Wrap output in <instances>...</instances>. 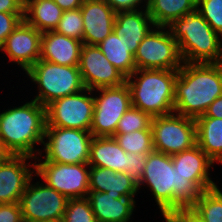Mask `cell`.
<instances>
[{"instance_id":"cell-39","label":"cell","mask_w":222,"mask_h":222,"mask_svg":"<svg viewBox=\"0 0 222 222\" xmlns=\"http://www.w3.org/2000/svg\"><path fill=\"white\" fill-rule=\"evenodd\" d=\"M25 0H0V12L24 13Z\"/></svg>"},{"instance_id":"cell-43","label":"cell","mask_w":222,"mask_h":222,"mask_svg":"<svg viewBox=\"0 0 222 222\" xmlns=\"http://www.w3.org/2000/svg\"><path fill=\"white\" fill-rule=\"evenodd\" d=\"M216 63L222 68V38H221L220 56Z\"/></svg>"},{"instance_id":"cell-4","label":"cell","mask_w":222,"mask_h":222,"mask_svg":"<svg viewBox=\"0 0 222 222\" xmlns=\"http://www.w3.org/2000/svg\"><path fill=\"white\" fill-rule=\"evenodd\" d=\"M177 76L178 70L136 69L126 78L132 107L152 117L173 113Z\"/></svg>"},{"instance_id":"cell-27","label":"cell","mask_w":222,"mask_h":222,"mask_svg":"<svg viewBox=\"0 0 222 222\" xmlns=\"http://www.w3.org/2000/svg\"><path fill=\"white\" fill-rule=\"evenodd\" d=\"M196 4L197 0H148L147 11L155 26L168 27Z\"/></svg>"},{"instance_id":"cell-44","label":"cell","mask_w":222,"mask_h":222,"mask_svg":"<svg viewBox=\"0 0 222 222\" xmlns=\"http://www.w3.org/2000/svg\"><path fill=\"white\" fill-rule=\"evenodd\" d=\"M49 222H65L63 219L55 220V221H49Z\"/></svg>"},{"instance_id":"cell-12","label":"cell","mask_w":222,"mask_h":222,"mask_svg":"<svg viewBox=\"0 0 222 222\" xmlns=\"http://www.w3.org/2000/svg\"><path fill=\"white\" fill-rule=\"evenodd\" d=\"M32 180L33 176L19 200L23 221L49 222L63 219L69 199L43 181L34 183Z\"/></svg>"},{"instance_id":"cell-15","label":"cell","mask_w":222,"mask_h":222,"mask_svg":"<svg viewBox=\"0 0 222 222\" xmlns=\"http://www.w3.org/2000/svg\"><path fill=\"white\" fill-rule=\"evenodd\" d=\"M41 35L22 20L6 38L0 51L7 55L9 62L16 63L26 73L40 59Z\"/></svg>"},{"instance_id":"cell-24","label":"cell","mask_w":222,"mask_h":222,"mask_svg":"<svg viewBox=\"0 0 222 222\" xmlns=\"http://www.w3.org/2000/svg\"><path fill=\"white\" fill-rule=\"evenodd\" d=\"M63 12L53 0H25L24 20L41 33L54 31Z\"/></svg>"},{"instance_id":"cell-32","label":"cell","mask_w":222,"mask_h":222,"mask_svg":"<svg viewBox=\"0 0 222 222\" xmlns=\"http://www.w3.org/2000/svg\"><path fill=\"white\" fill-rule=\"evenodd\" d=\"M63 220L65 222H97L88 199H69Z\"/></svg>"},{"instance_id":"cell-22","label":"cell","mask_w":222,"mask_h":222,"mask_svg":"<svg viewBox=\"0 0 222 222\" xmlns=\"http://www.w3.org/2000/svg\"><path fill=\"white\" fill-rule=\"evenodd\" d=\"M89 166L126 172L127 153L120 147L113 136L93 137L90 143Z\"/></svg>"},{"instance_id":"cell-20","label":"cell","mask_w":222,"mask_h":222,"mask_svg":"<svg viewBox=\"0 0 222 222\" xmlns=\"http://www.w3.org/2000/svg\"><path fill=\"white\" fill-rule=\"evenodd\" d=\"M147 9L116 12L113 31L121 35L127 42V47L135 54L141 41L154 27Z\"/></svg>"},{"instance_id":"cell-29","label":"cell","mask_w":222,"mask_h":222,"mask_svg":"<svg viewBox=\"0 0 222 222\" xmlns=\"http://www.w3.org/2000/svg\"><path fill=\"white\" fill-rule=\"evenodd\" d=\"M114 139L126 153H150L154 150L151 130L115 134Z\"/></svg>"},{"instance_id":"cell-28","label":"cell","mask_w":222,"mask_h":222,"mask_svg":"<svg viewBox=\"0 0 222 222\" xmlns=\"http://www.w3.org/2000/svg\"><path fill=\"white\" fill-rule=\"evenodd\" d=\"M193 208L206 222H222V191L218 186L205 190Z\"/></svg>"},{"instance_id":"cell-3","label":"cell","mask_w":222,"mask_h":222,"mask_svg":"<svg viewBox=\"0 0 222 222\" xmlns=\"http://www.w3.org/2000/svg\"><path fill=\"white\" fill-rule=\"evenodd\" d=\"M45 129L46 108L34 99L0 113V138L11 155L38 157L43 151L35 145H43Z\"/></svg>"},{"instance_id":"cell-26","label":"cell","mask_w":222,"mask_h":222,"mask_svg":"<svg viewBox=\"0 0 222 222\" xmlns=\"http://www.w3.org/2000/svg\"><path fill=\"white\" fill-rule=\"evenodd\" d=\"M106 59L126 78L136 70L134 53L127 46V42L121 35L111 32L98 45Z\"/></svg>"},{"instance_id":"cell-40","label":"cell","mask_w":222,"mask_h":222,"mask_svg":"<svg viewBox=\"0 0 222 222\" xmlns=\"http://www.w3.org/2000/svg\"><path fill=\"white\" fill-rule=\"evenodd\" d=\"M199 117H214L222 119V95L217 97L207 108L205 113Z\"/></svg>"},{"instance_id":"cell-38","label":"cell","mask_w":222,"mask_h":222,"mask_svg":"<svg viewBox=\"0 0 222 222\" xmlns=\"http://www.w3.org/2000/svg\"><path fill=\"white\" fill-rule=\"evenodd\" d=\"M104 1L115 12L135 11V10H140V9L144 10V8L147 9V5H148V0H104ZM142 4H144V5H142ZM140 5H142V6H140Z\"/></svg>"},{"instance_id":"cell-14","label":"cell","mask_w":222,"mask_h":222,"mask_svg":"<svg viewBox=\"0 0 222 222\" xmlns=\"http://www.w3.org/2000/svg\"><path fill=\"white\" fill-rule=\"evenodd\" d=\"M78 67L85 88L90 90L118 87L126 82V77L106 59L97 45H82Z\"/></svg>"},{"instance_id":"cell-1","label":"cell","mask_w":222,"mask_h":222,"mask_svg":"<svg viewBox=\"0 0 222 222\" xmlns=\"http://www.w3.org/2000/svg\"><path fill=\"white\" fill-rule=\"evenodd\" d=\"M147 185L165 218L171 211L193 208L205 190L218 185L215 182H191L177 171L171 155L153 150L146 158L140 189Z\"/></svg>"},{"instance_id":"cell-16","label":"cell","mask_w":222,"mask_h":222,"mask_svg":"<svg viewBox=\"0 0 222 222\" xmlns=\"http://www.w3.org/2000/svg\"><path fill=\"white\" fill-rule=\"evenodd\" d=\"M35 158L24 155H10L0 162V204L17 203L27 183L35 174Z\"/></svg>"},{"instance_id":"cell-31","label":"cell","mask_w":222,"mask_h":222,"mask_svg":"<svg viewBox=\"0 0 222 222\" xmlns=\"http://www.w3.org/2000/svg\"><path fill=\"white\" fill-rule=\"evenodd\" d=\"M55 31L82 41L84 26L80 8L64 11Z\"/></svg>"},{"instance_id":"cell-35","label":"cell","mask_w":222,"mask_h":222,"mask_svg":"<svg viewBox=\"0 0 222 222\" xmlns=\"http://www.w3.org/2000/svg\"><path fill=\"white\" fill-rule=\"evenodd\" d=\"M22 20H24V13L0 12V48Z\"/></svg>"},{"instance_id":"cell-23","label":"cell","mask_w":222,"mask_h":222,"mask_svg":"<svg viewBox=\"0 0 222 222\" xmlns=\"http://www.w3.org/2000/svg\"><path fill=\"white\" fill-rule=\"evenodd\" d=\"M174 168L191 182H214L209 176L214 162L198 146L171 155Z\"/></svg>"},{"instance_id":"cell-9","label":"cell","mask_w":222,"mask_h":222,"mask_svg":"<svg viewBox=\"0 0 222 222\" xmlns=\"http://www.w3.org/2000/svg\"><path fill=\"white\" fill-rule=\"evenodd\" d=\"M153 148L174 155L197 145L196 121L178 113L155 116L151 122Z\"/></svg>"},{"instance_id":"cell-11","label":"cell","mask_w":222,"mask_h":222,"mask_svg":"<svg viewBox=\"0 0 222 222\" xmlns=\"http://www.w3.org/2000/svg\"><path fill=\"white\" fill-rule=\"evenodd\" d=\"M93 94L94 113L90 132L93 137L114 136L119 120L132 106L129 87L125 82L118 87L93 90Z\"/></svg>"},{"instance_id":"cell-10","label":"cell","mask_w":222,"mask_h":222,"mask_svg":"<svg viewBox=\"0 0 222 222\" xmlns=\"http://www.w3.org/2000/svg\"><path fill=\"white\" fill-rule=\"evenodd\" d=\"M43 159H41V158ZM36 157L34 176L62 193L68 199L85 198L89 192L90 166L88 163L62 164ZM40 161V163H39Z\"/></svg>"},{"instance_id":"cell-7","label":"cell","mask_w":222,"mask_h":222,"mask_svg":"<svg viewBox=\"0 0 222 222\" xmlns=\"http://www.w3.org/2000/svg\"><path fill=\"white\" fill-rule=\"evenodd\" d=\"M44 139V152L40 155L46 161L62 164L88 163L93 139L90 131L46 126Z\"/></svg>"},{"instance_id":"cell-18","label":"cell","mask_w":222,"mask_h":222,"mask_svg":"<svg viewBox=\"0 0 222 222\" xmlns=\"http://www.w3.org/2000/svg\"><path fill=\"white\" fill-rule=\"evenodd\" d=\"M86 198L97 222H130L136 207L134 197L112 195L107 192L89 190Z\"/></svg>"},{"instance_id":"cell-17","label":"cell","mask_w":222,"mask_h":222,"mask_svg":"<svg viewBox=\"0 0 222 222\" xmlns=\"http://www.w3.org/2000/svg\"><path fill=\"white\" fill-rule=\"evenodd\" d=\"M83 44L98 45L113 31L116 12L104 1L82 2Z\"/></svg>"},{"instance_id":"cell-21","label":"cell","mask_w":222,"mask_h":222,"mask_svg":"<svg viewBox=\"0 0 222 222\" xmlns=\"http://www.w3.org/2000/svg\"><path fill=\"white\" fill-rule=\"evenodd\" d=\"M89 190L124 197H135L139 192L138 185L125 172L94 166H90Z\"/></svg>"},{"instance_id":"cell-19","label":"cell","mask_w":222,"mask_h":222,"mask_svg":"<svg viewBox=\"0 0 222 222\" xmlns=\"http://www.w3.org/2000/svg\"><path fill=\"white\" fill-rule=\"evenodd\" d=\"M83 42L54 31L41 35L40 59L62 66L78 67Z\"/></svg>"},{"instance_id":"cell-41","label":"cell","mask_w":222,"mask_h":222,"mask_svg":"<svg viewBox=\"0 0 222 222\" xmlns=\"http://www.w3.org/2000/svg\"><path fill=\"white\" fill-rule=\"evenodd\" d=\"M63 11L80 8L82 0H53Z\"/></svg>"},{"instance_id":"cell-6","label":"cell","mask_w":222,"mask_h":222,"mask_svg":"<svg viewBox=\"0 0 222 222\" xmlns=\"http://www.w3.org/2000/svg\"><path fill=\"white\" fill-rule=\"evenodd\" d=\"M26 75L38 86L34 100L44 107L57 99L85 89L79 67L62 66L39 59Z\"/></svg>"},{"instance_id":"cell-2","label":"cell","mask_w":222,"mask_h":222,"mask_svg":"<svg viewBox=\"0 0 222 222\" xmlns=\"http://www.w3.org/2000/svg\"><path fill=\"white\" fill-rule=\"evenodd\" d=\"M222 95V68L217 63H186L175 80L174 112L196 119Z\"/></svg>"},{"instance_id":"cell-8","label":"cell","mask_w":222,"mask_h":222,"mask_svg":"<svg viewBox=\"0 0 222 222\" xmlns=\"http://www.w3.org/2000/svg\"><path fill=\"white\" fill-rule=\"evenodd\" d=\"M136 69L179 70L183 65L178 43L168 27L154 26L134 54Z\"/></svg>"},{"instance_id":"cell-37","label":"cell","mask_w":222,"mask_h":222,"mask_svg":"<svg viewBox=\"0 0 222 222\" xmlns=\"http://www.w3.org/2000/svg\"><path fill=\"white\" fill-rule=\"evenodd\" d=\"M0 222H24L19 202L0 204Z\"/></svg>"},{"instance_id":"cell-30","label":"cell","mask_w":222,"mask_h":222,"mask_svg":"<svg viewBox=\"0 0 222 222\" xmlns=\"http://www.w3.org/2000/svg\"><path fill=\"white\" fill-rule=\"evenodd\" d=\"M152 118L150 114L131 106L119 120L115 134L151 130Z\"/></svg>"},{"instance_id":"cell-36","label":"cell","mask_w":222,"mask_h":222,"mask_svg":"<svg viewBox=\"0 0 222 222\" xmlns=\"http://www.w3.org/2000/svg\"><path fill=\"white\" fill-rule=\"evenodd\" d=\"M166 222H206L194 208H180L171 211L165 218Z\"/></svg>"},{"instance_id":"cell-33","label":"cell","mask_w":222,"mask_h":222,"mask_svg":"<svg viewBox=\"0 0 222 222\" xmlns=\"http://www.w3.org/2000/svg\"><path fill=\"white\" fill-rule=\"evenodd\" d=\"M196 8L210 27L222 37V0H197Z\"/></svg>"},{"instance_id":"cell-34","label":"cell","mask_w":222,"mask_h":222,"mask_svg":"<svg viewBox=\"0 0 222 222\" xmlns=\"http://www.w3.org/2000/svg\"><path fill=\"white\" fill-rule=\"evenodd\" d=\"M149 153H127L126 174L139 185L142 180V174L146 164V158Z\"/></svg>"},{"instance_id":"cell-42","label":"cell","mask_w":222,"mask_h":222,"mask_svg":"<svg viewBox=\"0 0 222 222\" xmlns=\"http://www.w3.org/2000/svg\"><path fill=\"white\" fill-rule=\"evenodd\" d=\"M11 154L6 150L0 138V162L6 160Z\"/></svg>"},{"instance_id":"cell-13","label":"cell","mask_w":222,"mask_h":222,"mask_svg":"<svg viewBox=\"0 0 222 222\" xmlns=\"http://www.w3.org/2000/svg\"><path fill=\"white\" fill-rule=\"evenodd\" d=\"M46 126L90 131L94 113L93 90L85 88L46 107Z\"/></svg>"},{"instance_id":"cell-5","label":"cell","mask_w":222,"mask_h":222,"mask_svg":"<svg viewBox=\"0 0 222 222\" xmlns=\"http://www.w3.org/2000/svg\"><path fill=\"white\" fill-rule=\"evenodd\" d=\"M168 28L178 43L183 62L216 63L218 61L221 36L210 27L197 8L184 13Z\"/></svg>"},{"instance_id":"cell-45","label":"cell","mask_w":222,"mask_h":222,"mask_svg":"<svg viewBox=\"0 0 222 222\" xmlns=\"http://www.w3.org/2000/svg\"><path fill=\"white\" fill-rule=\"evenodd\" d=\"M83 2H87V1H98V0H82Z\"/></svg>"},{"instance_id":"cell-25","label":"cell","mask_w":222,"mask_h":222,"mask_svg":"<svg viewBox=\"0 0 222 222\" xmlns=\"http://www.w3.org/2000/svg\"><path fill=\"white\" fill-rule=\"evenodd\" d=\"M197 145L214 163H222V119L197 117Z\"/></svg>"}]
</instances>
